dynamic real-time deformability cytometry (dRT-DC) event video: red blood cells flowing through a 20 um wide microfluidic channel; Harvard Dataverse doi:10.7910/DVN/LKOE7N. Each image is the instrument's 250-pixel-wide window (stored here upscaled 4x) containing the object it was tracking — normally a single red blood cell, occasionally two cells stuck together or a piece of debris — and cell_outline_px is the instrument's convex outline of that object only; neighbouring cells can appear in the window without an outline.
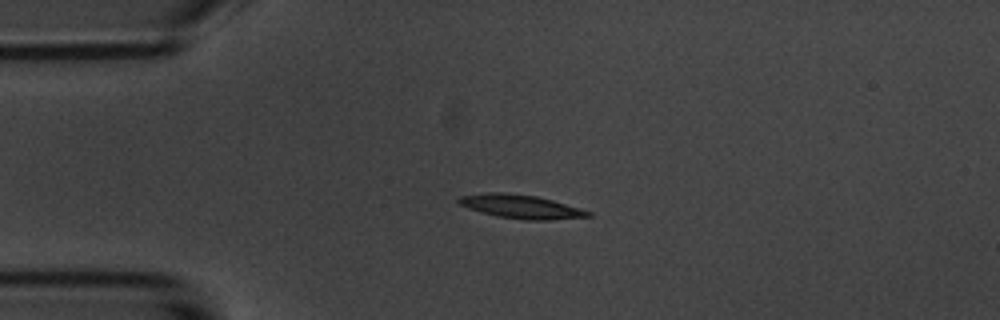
{"species": "common noctule bat (a hibernating species)", "species_latin": "Nyctalus noctula", "temperature_condition": "room temperature", "stored_images_in_passage": 3, "camera_frame_rate_fps": 3000, "um_per_image_px": 0.085, "animal": {"sex": "male", "body_mass_g": 20.1, "forearm_length_mm": 53.5}, "frame": {"image": 1, "passage_image": 2, "time_ms": 1.333, "image_size_px": [1000, 320], "cell_outline_px": [[592, 216], [552, 220], [524, 220], [496, 216], [468, 208], [460, 204], [456, 200], [460, 196], [488, 192], [504, 192], [536, 196], [552, 200], [580, 208], [592, 212]], "centroid_in_image_um": [44.29, 17.56], "position_along_channel_um": 40.7, "area_um2": 17.86}}